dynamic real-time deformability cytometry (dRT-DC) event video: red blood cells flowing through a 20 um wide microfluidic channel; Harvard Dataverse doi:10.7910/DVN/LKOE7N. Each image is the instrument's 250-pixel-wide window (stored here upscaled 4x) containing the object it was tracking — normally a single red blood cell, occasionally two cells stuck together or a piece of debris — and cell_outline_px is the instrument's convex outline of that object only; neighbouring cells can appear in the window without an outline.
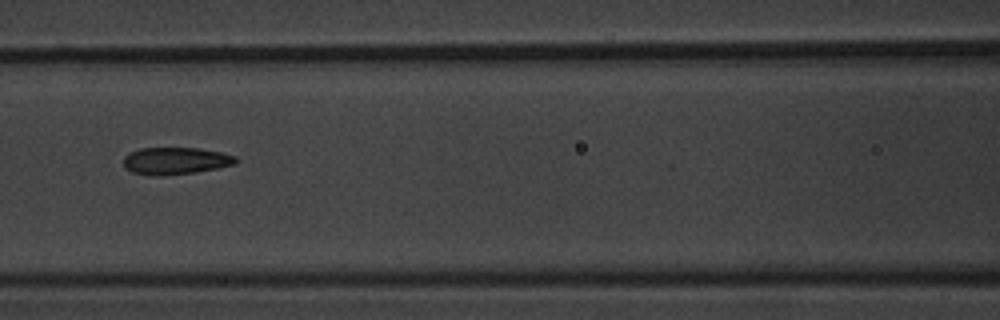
{"species": "common noctule bat (a hibernating species)", "species_latin": "Nyctalus noctula", "temperature_condition": "warm", "stored_images_in_passage": 9, "camera_frame_rate_fps": 3000, "um_per_image_px": 0.085, "animal": {"sex": "male", "body_mass_g": 20.1, "forearm_length_mm": 53.5}, "frame": {"image": 1, "passage_image": 7, "time_ms": 7.0, "image_size_px": [1000, 320], "cell_outline_px": [[236, 164], [196, 172], [160, 176], [148, 176], [132, 172], [124, 168], [124, 156], [128, 152], [140, 148], [196, 148], [220, 152], [236, 156]], "centroid_in_image_um": [14.86, 13.68], "position_along_channel_um": 151.7, "area_um2": 17.86}}
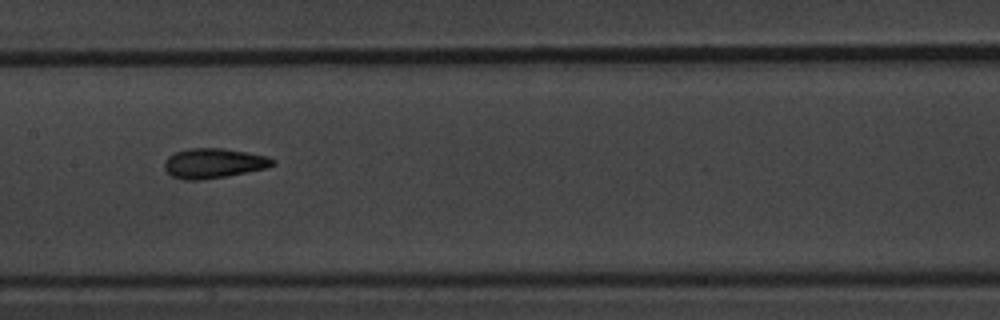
{"frame": {"image": 2, "passage_image": 8, "time_ms": 8.0, "image_size_px": [1000, 320], "cell_outline_px": [[276, 164], [264, 168], [224, 176], [200, 180], [184, 180], [172, 176], [164, 168], [164, 160], [168, 156], [176, 152], [188, 148], [220, 148], [268, 156], [276, 160]], "centroid_in_image_um": [18.12, 13.87], "position_along_channel_um": 189.3, "area_um2": 18.61}}
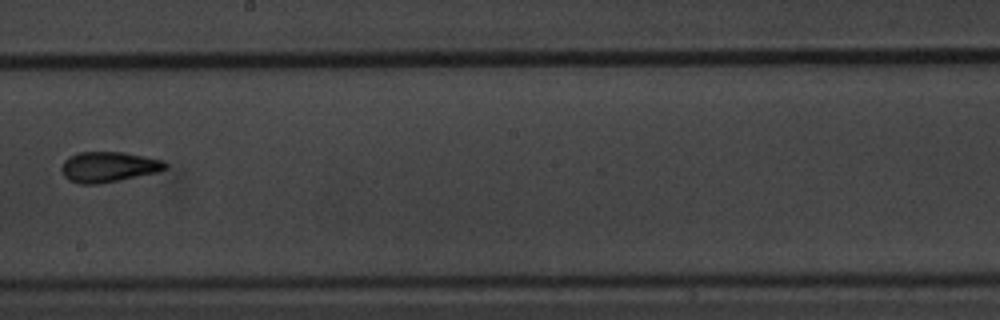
{"frame": {"image": 3, "passage_image": 9, "time_ms": 9.333, "image_size_px": [1000, 320], "cell_outline_px": [[168, 168], [156, 172], [120, 180], [100, 184], [80, 184], [68, 180], [64, 176], [60, 168], [64, 160], [68, 156], [80, 152], [124, 152], [164, 160], [168, 164]], "centroid_in_image_um": [9.21, 14.18], "position_along_channel_um": 239.0, "area_um2": 18.55}}